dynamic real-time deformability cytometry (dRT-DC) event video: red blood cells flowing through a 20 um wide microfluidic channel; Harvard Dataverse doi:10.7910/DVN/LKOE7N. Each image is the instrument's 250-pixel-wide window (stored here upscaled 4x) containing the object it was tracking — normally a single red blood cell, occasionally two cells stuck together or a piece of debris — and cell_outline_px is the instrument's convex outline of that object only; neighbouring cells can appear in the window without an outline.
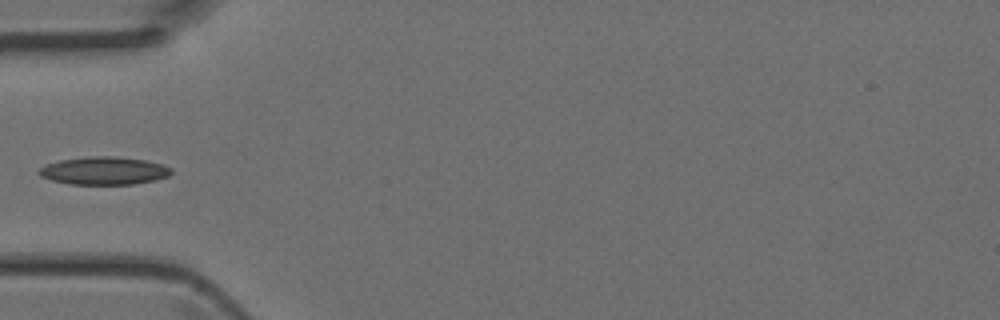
{"species": "Egyptian fruit bat (a non-hibernating species)", "species_latin": "Rousettus aegyptiacus", "temperature_condition": "room temperature", "stored_images_in_passage": 3, "camera_frame_rate_fps": 3000, "um_per_image_px": 0.085, "animal": {"sex": "female"}, "frame": {"image": 1, "passage_image": 3, "time_ms": 0.667, "image_size_px": [1000, 320], "cell_outline_px": [[172, 172], [168, 176], [156, 180], [132, 184], [68, 184], [52, 180], [40, 176], [36, 172], [44, 164], [60, 160], [88, 156], [116, 156], [144, 160], [160, 164], [172, 168]], "centroid_in_image_um": [8.8, 14.51], "position_along_channel_um": 76.2, "area_um2": 21.56}}